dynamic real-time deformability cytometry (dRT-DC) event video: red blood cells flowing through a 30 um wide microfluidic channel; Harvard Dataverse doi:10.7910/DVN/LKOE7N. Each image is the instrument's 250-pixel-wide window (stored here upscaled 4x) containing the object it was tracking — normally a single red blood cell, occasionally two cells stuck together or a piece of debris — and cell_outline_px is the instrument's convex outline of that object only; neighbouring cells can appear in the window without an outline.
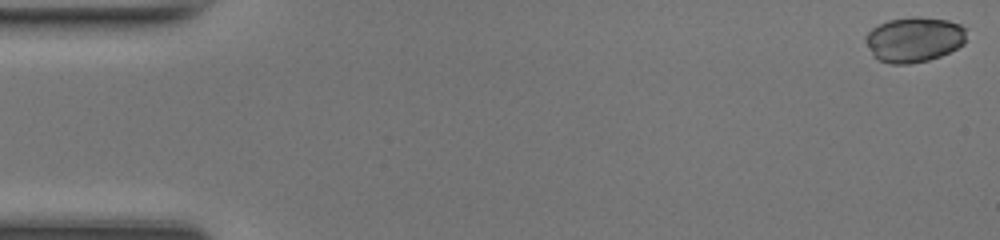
{"species": "common noctule bat (a hibernating species)", "species_latin": "Nyctalus noctula", "temperature_condition": "room temperature", "stored_images_in_passage": 48, "camera_frame_rate_fps": 3000, "um_per_image_px": 0.085, "animal": {"sex": "female", "body_mass_g": 17.0, "forearm_length_mm": 48.0}, "frame": {"image": 1, "passage_image": 1, "time_ms": 0.0, "image_size_px": [1000, 240], "cell_outline_px": [[964, 44], [940, 56], [928, 60], [908, 64], [892, 64], [880, 60], [872, 56], [864, 40], [864, 36], [872, 28], [888, 20], [912, 16], [920, 16], [948, 20], [960, 24], [964, 28]], "centroid_in_image_um": [77.66, 3.35], "position_along_channel_um": 7.3, "area_um2": 26.59}}
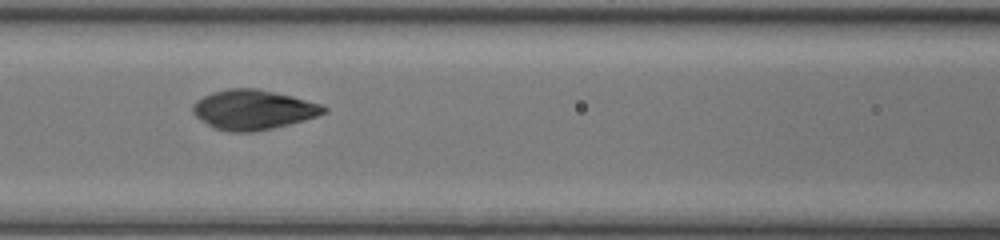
{"frame": {"image": 2, "passage_image": 21, "time_ms": 6.667, "image_size_px": [1000, 240], "cell_outline_px": [[328, 112], [304, 120], [272, 128], [252, 132], [228, 132], [212, 128], [196, 116], [192, 112], [192, 104], [196, 100], [212, 92], [228, 88], [256, 88], [292, 96], [320, 104], [328, 108]], "centroid_in_image_um": [21.49, 9.33], "position_along_channel_um": 145.1, "area_um2": 30.35}}
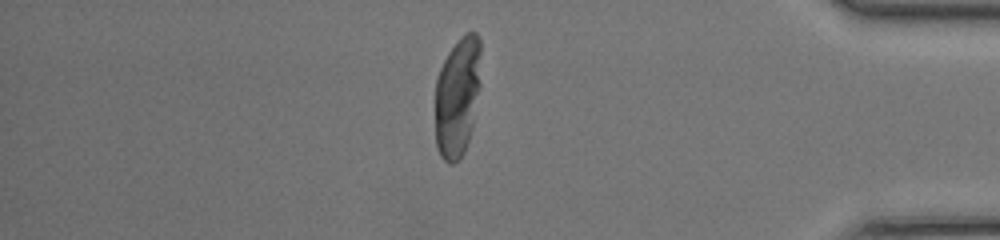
{"frame": {"image": 3, "passage_image": 41, "time_ms": 13.333, "image_size_px": [1000, 240], "cell_outline_px": [[480, 84], [472, 128], [464, 152], [452, 164], [448, 164], [440, 156], [436, 148], [436, 80], [440, 68], [448, 52], [468, 32], [476, 32], [480, 40]], "centroid_in_image_um": [38.88, 8.25], "position_along_channel_um": 396.3, "area_um2": 31.73}, "authors_computed_cell_mechanics": {"area_um2": 29.8537, "velocity_mm_per_s": 4.3135, "shape_relaxation_time_tau1_ms": 5.0164, "shape_relaxation_time_tau2_ms": null, "deformation_change_tau1": 0.2646, "deformation_change_tau2": null}}